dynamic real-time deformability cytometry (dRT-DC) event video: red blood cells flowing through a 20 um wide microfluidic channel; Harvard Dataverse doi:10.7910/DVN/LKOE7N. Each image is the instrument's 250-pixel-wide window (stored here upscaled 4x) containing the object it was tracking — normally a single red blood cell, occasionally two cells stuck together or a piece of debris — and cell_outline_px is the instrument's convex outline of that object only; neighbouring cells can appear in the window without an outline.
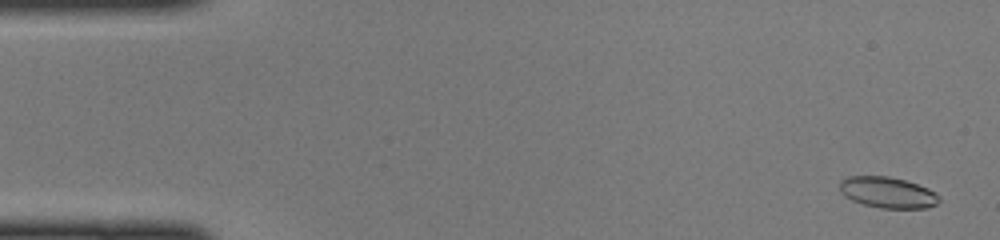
{"species": "common noctule bat (a hibernating species)", "species_latin": "Nyctalus noctula", "temperature_condition": "cold", "stored_images_in_passage": 47, "camera_frame_rate_fps": 3000, "um_per_image_px": 0.085, "animal": {"sex": "female", "body_mass_g": 22.0, "forearm_length_mm": 56.7}, "frame": {"image": 1, "passage_image": 2, "time_ms": 0.333, "image_size_px": [1000, 240], "cell_outline_px": [[940, 200], [936, 204], [928, 208], [880, 208], [864, 204], [852, 200], [844, 196], [840, 192], [840, 180], [848, 176], [888, 176], [904, 180], [928, 188], [936, 192], [940, 196]], "centroid_in_image_um": [75.45, 16.36], "position_along_channel_um": 9.5, "area_um2": 18.03}}
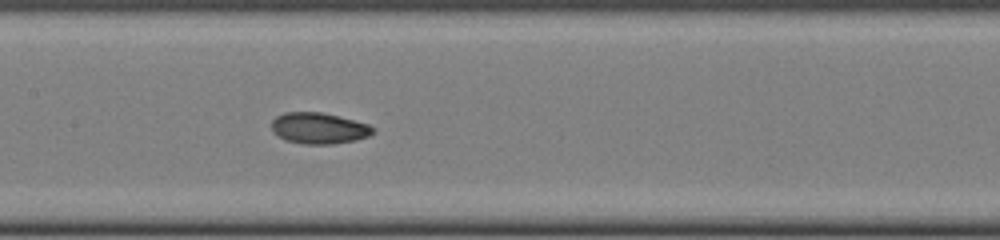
{"frame": {"image": 2, "passage_image": 23, "time_ms": 7.333, "image_size_px": [1000, 240], "cell_outline_px": [[372, 132], [368, 136], [356, 140], [332, 144], [304, 144], [284, 140], [272, 132], [272, 120], [276, 116], [284, 112], [320, 112], [368, 124], [372, 128]], "centroid_in_image_um": [27.03, 10.9], "position_along_channel_um": 180.4, "area_um2": 18.21}}
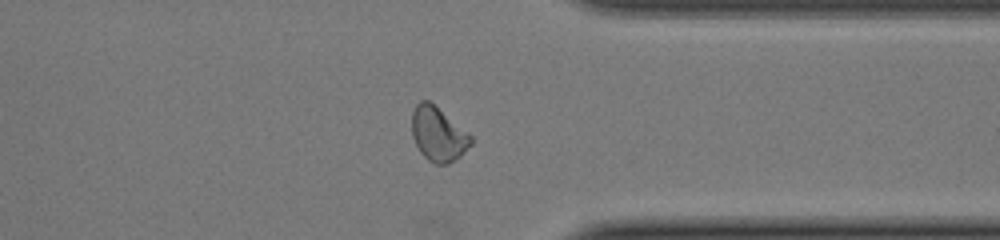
{"frame": {"image": 3, "passage_image": 37, "time_ms": 12.0, "image_size_px": [1000, 240], "cell_outline_px": [[472, 144], [456, 160], [448, 164], [436, 164], [428, 160], [420, 152], [412, 136], [412, 112], [416, 104], [420, 100], [428, 100], [468, 132], [472, 136]], "centroid_in_image_um": [37.24, 11.41], "position_along_channel_um": 374.2, "area_um2": 18.61}}